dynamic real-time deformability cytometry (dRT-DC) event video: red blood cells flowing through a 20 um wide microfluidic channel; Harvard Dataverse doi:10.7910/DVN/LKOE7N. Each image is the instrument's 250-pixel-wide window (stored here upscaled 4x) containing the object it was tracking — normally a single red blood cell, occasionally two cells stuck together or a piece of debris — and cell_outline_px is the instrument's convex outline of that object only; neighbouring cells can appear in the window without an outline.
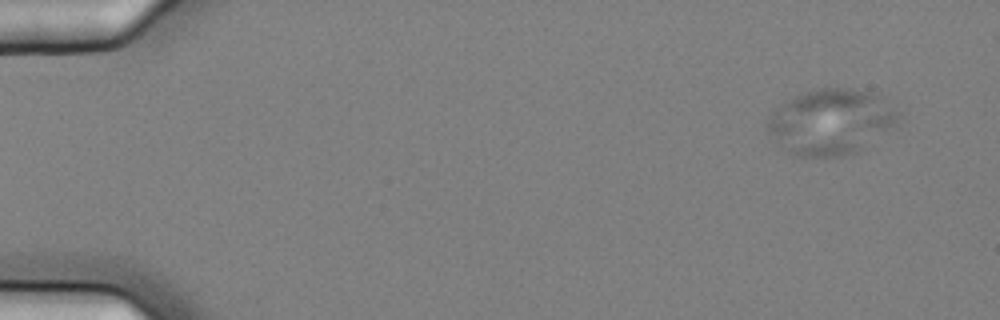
{"species": "common noctule bat (a hibernating species)", "species_latin": "Nyctalus noctula", "temperature_condition": "cold", "stored_images_in_passage": 5, "camera_frame_rate_fps": 3000, "um_per_image_px": 0.085, "animal": {"sex": "female", "body_mass_g": 25.1}, "frame": {"image": 1, "passage_image": 1, "time_ms": 0.0, "image_size_px": [1000, 320], "cell_outline_px": [[900, 116], [896, 124], [856, 152], [840, 156], [792, 156], [768, 132], [768, 116], [784, 100], [820, 88], [844, 88], [868, 92], [880, 96], [900, 112]], "centroid_in_image_um": [70.61, 10.35], "position_along_channel_um": 14.4, "area_um2": 49.25}}